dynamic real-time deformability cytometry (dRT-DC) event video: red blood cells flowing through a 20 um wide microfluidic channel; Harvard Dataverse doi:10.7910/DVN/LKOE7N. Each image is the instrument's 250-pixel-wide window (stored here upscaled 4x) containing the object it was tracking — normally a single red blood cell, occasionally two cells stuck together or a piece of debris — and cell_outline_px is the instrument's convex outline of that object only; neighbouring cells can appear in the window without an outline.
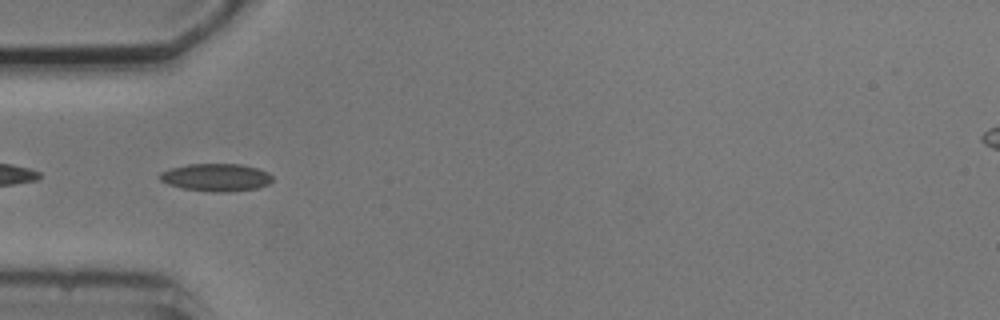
{"species": "common noctule bat (a hibernating species)", "species_latin": "Nyctalus noctula", "temperature_condition": "cold", "stored_images_in_passage": 7, "camera_frame_rate_fps": 3000, "um_per_image_px": 0.085, "animal": {"sex": "male", "body_mass_g": 20.5, "forearm_length_mm": 52.5}, "frame": {"image": 1, "passage_image": 5, "time_ms": 4.667, "image_size_px": [1000, 320], "cell_outline_px": [[272, 180], [268, 184], [256, 188], [228, 192], [212, 192], [184, 188], [168, 184], [160, 180], [156, 176], [160, 172], [172, 168], [188, 164], [240, 164], [256, 168], [268, 172], [272, 176]], "centroid_in_image_um": [18.34, 15.08], "position_along_channel_um": 66.7, "area_um2": 18.09}}
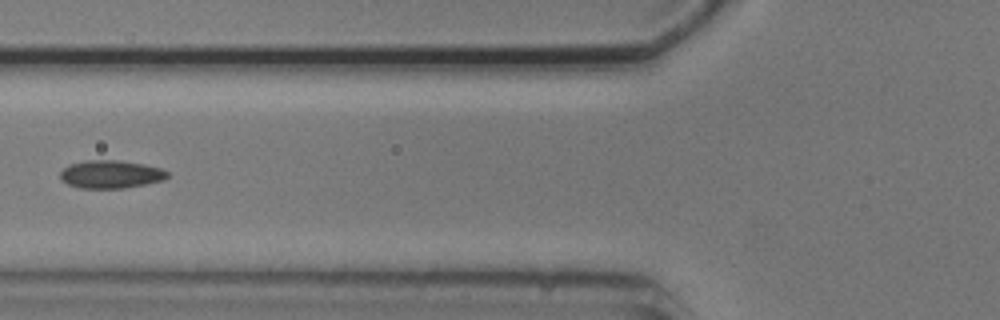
{"frame": {"image": 2, "passage_image": 6, "time_ms": 6.0, "image_size_px": [1000, 320], "cell_outline_px": [[168, 176], [164, 180], [124, 188], [80, 188], [68, 184], [60, 180], [60, 172], [68, 164], [84, 160], [120, 160], [144, 164], [160, 168], [168, 172]], "centroid_in_image_um": [9.38, 14.8], "position_along_channel_um": 116.4, "area_um2": 17.57}}
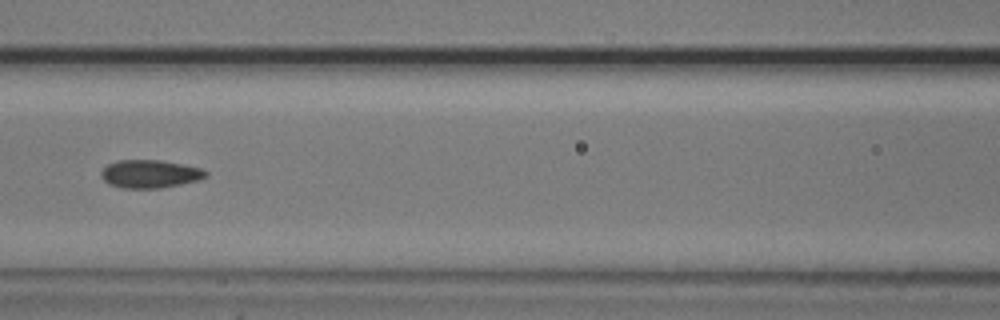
{"frame": {"image": 3, "passage_image": 7, "time_ms": 7.0, "image_size_px": [1000, 320], "cell_outline_px": [[208, 176], [200, 180], [160, 188], [124, 188], [108, 184], [100, 176], [100, 172], [108, 164], [116, 160], [160, 160], [200, 168], [208, 172]], "centroid_in_image_um": [12.73, 14.78], "position_along_channel_um": 153.9, "area_um2": 17.11}}